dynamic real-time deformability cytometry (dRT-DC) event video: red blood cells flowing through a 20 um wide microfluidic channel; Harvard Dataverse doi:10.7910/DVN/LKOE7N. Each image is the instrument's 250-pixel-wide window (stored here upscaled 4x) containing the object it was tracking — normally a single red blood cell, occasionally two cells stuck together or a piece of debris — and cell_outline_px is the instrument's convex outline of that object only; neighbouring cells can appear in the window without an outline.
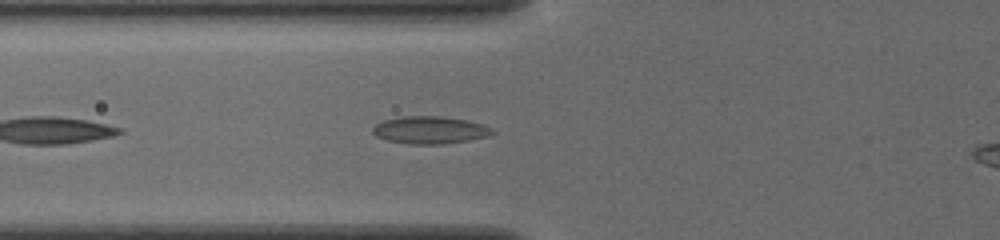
{"species": "common noctule bat (a hibernating species)", "species_latin": "Nyctalus noctula", "temperature_condition": "cold", "stored_images_in_passage": 37, "camera_frame_rate_fps": 3000, "um_per_image_px": 0.085, "animal": {"sex": "female", "body_mass_g": 19.5, "forearm_length_mm": 54.1}, "frame": {"image": 1, "passage_image": 5, "time_ms": 1.333, "image_size_px": [1000, 240], "cell_outline_px": [[496, 132], [488, 136], [468, 140], [444, 144], [408, 144], [388, 140], [376, 136], [372, 132], [372, 128], [376, 124], [384, 120], [404, 116], [440, 116], [464, 120], [480, 124]], "centroid_in_image_um": [36.49, 11.06], "position_along_channel_um": 89.3, "area_um2": 18.84}}
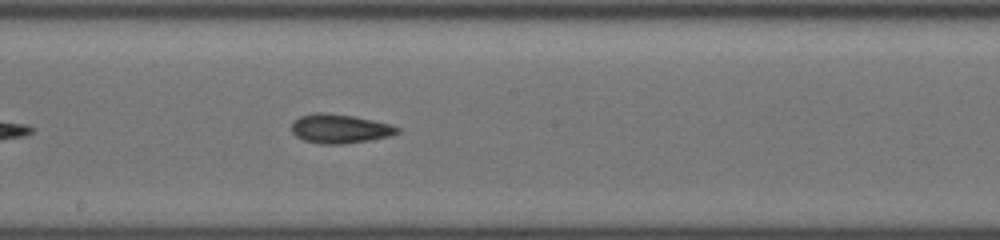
{"frame": {"image": 2, "passage_image": 15, "time_ms": 4.667, "image_size_px": [1000, 240], "cell_outline_px": [[400, 132], [388, 136], [368, 140], [344, 144], [320, 144], [304, 140], [296, 136], [292, 132], [292, 124], [300, 116], [316, 112], [320, 112], [352, 116], [392, 124], [400, 128]], "centroid_in_image_um": [28.89, 10.94], "position_along_channel_um": 219.3, "area_um2": 17.74}}
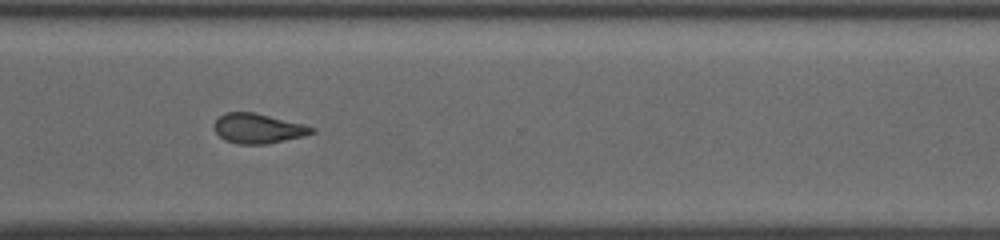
{"frame": {"image": 3, "passage_image": 25, "time_ms": 8.0, "image_size_px": [1000, 240], "cell_outline_px": [[316, 132], [304, 136], [268, 144], [236, 144], [224, 140], [216, 132], [212, 124], [224, 112], [252, 112], [304, 124], [316, 128]], "centroid_in_image_um": [21.93, 10.93], "position_along_channel_um": 348.7, "area_um2": 17.05}}